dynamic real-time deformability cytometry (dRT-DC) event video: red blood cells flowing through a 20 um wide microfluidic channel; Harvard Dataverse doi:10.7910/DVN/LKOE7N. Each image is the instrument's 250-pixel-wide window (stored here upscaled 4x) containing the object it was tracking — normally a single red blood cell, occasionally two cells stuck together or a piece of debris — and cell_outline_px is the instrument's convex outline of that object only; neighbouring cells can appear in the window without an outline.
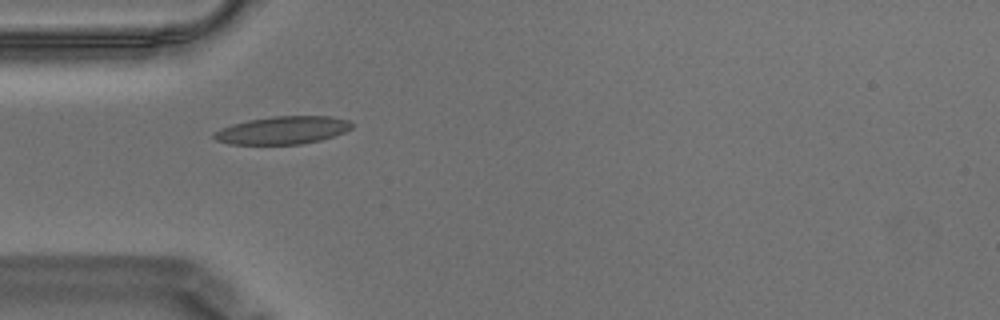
{"species": "Egyptian fruit bat (a non-hibernating species)", "species_latin": "Rousettus aegyptiacus", "temperature_condition": "warm", "stored_images_in_passage": 41, "camera_frame_rate_fps": 3000, "um_per_image_px": 0.085, "animal": {"sex": "male"}, "frame": {"image": 1, "passage_image": 1, "time_ms": 0.0, "image_size_px": [1000, 320], "cell_outline_px": [[352, 128], [344, 132], [320, 140], [300, 144], [228, 144], [216, 140], [212, 136], [212, 132], [220, 128], [232, 124], [248, 120], [272, 116], [332, 116], [348, 120], [352, 124]], "centroid_in_image_um": [23.98, 11.06], "position_along_channel_um": 61.0, "area_um2": 22.37}}
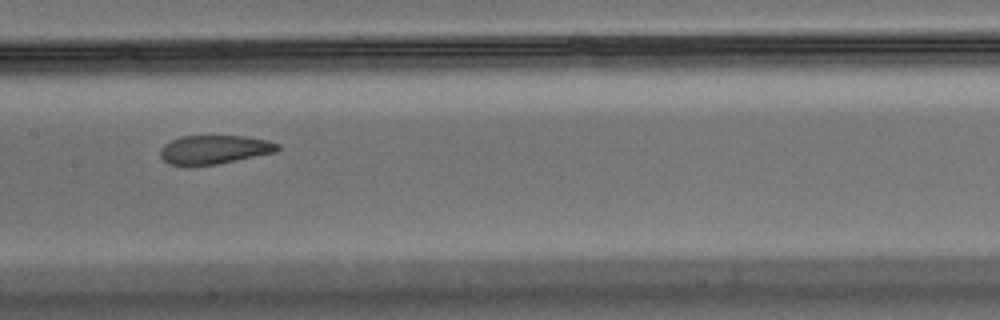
{"frame": {"image": 2, "passage_image": 12, "time_ms": 3.667, "image_size_px": [1000, 320], "cell_outline_px": [[280, 148], [276, 152], [216, 164], [168, 164], [160, 156], [160, 148], [164, 144], [180, 136], [244, 136], [268, 140], [280, 144]], "centroid_in_image_um": [18.24, 12.69], "position_along_channel_um": 189.2, "area_um2": 19.42}}
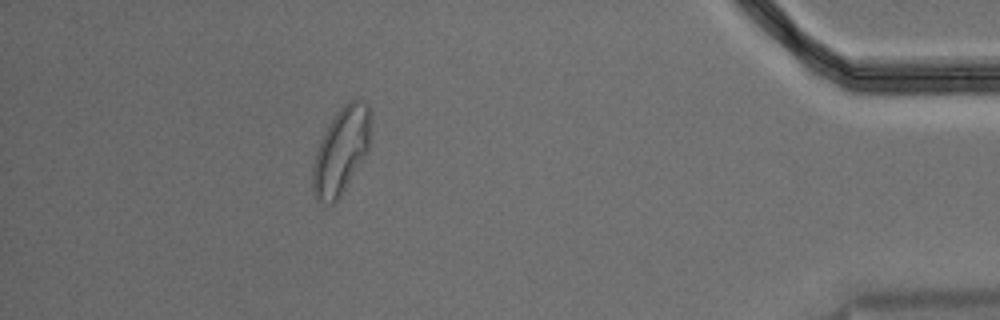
{"frame": {"image": 3, "passage_image": 35, "time_ms": 11.333, "image_size_px": [1000, 320], "cell_outline_px": [[372, 116], [368, 152], [340, 196], [332, 204], [328, 204], [316, 200], [312, 188], [312, 168], [316, 152], [320, 140], [324, 132], [336, 112], [348, 100], [364, 100], [368, 104]], "centroid_in_image_um": [29.01, 12.79], "position_along_channel_um": 406.2, "area_um2": 29.42}, "authors_computed_cell_mechanics": {"area_um2": 21.5594, "velocity_mm_per_s": 3.5023, "shape_relaxation_time_tau1_ms": null, "shape_relaxation_time_tau2_ms": 1.5537, "deformation_change_tau1": null, "deformation_change_tau2": 0.0763}}